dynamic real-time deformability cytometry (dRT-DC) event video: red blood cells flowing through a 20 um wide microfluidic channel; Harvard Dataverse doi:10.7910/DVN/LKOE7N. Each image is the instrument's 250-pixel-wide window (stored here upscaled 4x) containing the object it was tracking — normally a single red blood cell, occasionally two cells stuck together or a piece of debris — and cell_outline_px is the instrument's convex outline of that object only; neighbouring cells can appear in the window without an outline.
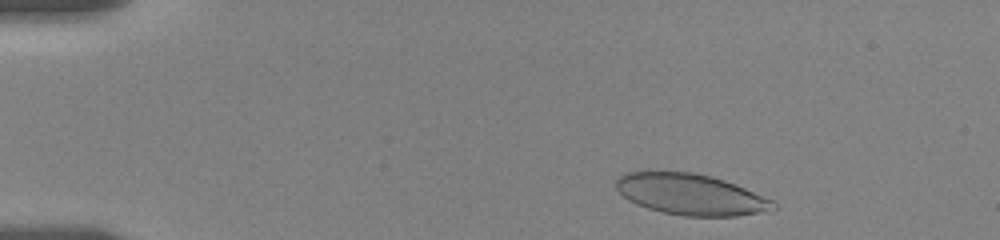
{"species": "human", "species_latin": "Homo sapiens", "temperature_condition": "room temperature", "stored_images_in_passage": 44, "camera_frame_rate_fps": 3000, "um_per_image_px": 0.085, "donor": {"sex": "female"}, "frame": {"image": 1, "passage_image": 3, "time_ms": 0.667, "image_size_px": [1000, 240], "cell_outline_px": [[776, 208], [736, 216], [684, 216], [664, 212], [648, 208], [636, 204], [628, 200], [616, 188], [616, 180], [620, 176], [628, 172], [648, 168], [692, 172], [712, 176], [736, 184], [772, 200], [776, 204]], "centroid_in_image_um": [58.62, 16.47], "position_along_channel_um": 26.4, "area_um2": 38.03}}
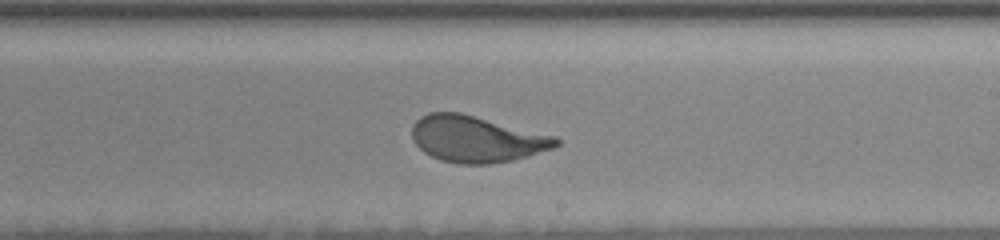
{"frame": {"image": 2, "passage_image": 29, "time_ms": 9.333, "image_size_px": [1000, 240], "cell_outline_px": [[560, 144], [552, 148], [528, 156], [512, 160], [492, 164], [460, 164], [440, 160], [424, 152], [412, 140], [412, 124], [420, 116], [428, 112], [460, 112], [556, 136], [560, 140]], "centroid_in_image_um": [40.49, 11.81], "position_along_channel_um": 248.5, "area_um2": 39.07}}
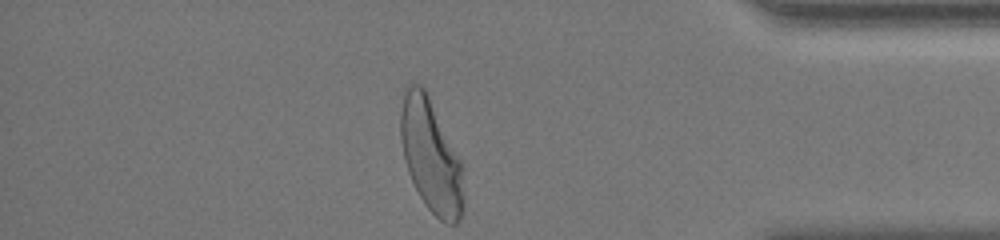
{"frame": {"image": 3, "passage_image": 44, "time_ms": 14.333, "image_size_px": [1000, 240], "cell_outline_px": [[464, 196], [460, 216], [456, 224], [444, 224], [424, 204], [408, 172], [404, 160], [400, 140], [400, 112], [404, 88], [408, 84], [420, 84], [424, 88], [460, 160], [464, 192]], "centroid_in_image_um": [36.59, 13.26], "position_along_channel_um": 398.6, "area_um2": 41.04}, "authors_computed_cell_mechanics": {"area_um2": 38.8705, "velocity_mm_per_s": 3.4956, "shape_relaxation_time_tau1_ms": 3.8761, "shape_relaxation_time_tau2_ms": null, "deformation_change_tau1": 0.1587, "deformation_change_tau2": null}}